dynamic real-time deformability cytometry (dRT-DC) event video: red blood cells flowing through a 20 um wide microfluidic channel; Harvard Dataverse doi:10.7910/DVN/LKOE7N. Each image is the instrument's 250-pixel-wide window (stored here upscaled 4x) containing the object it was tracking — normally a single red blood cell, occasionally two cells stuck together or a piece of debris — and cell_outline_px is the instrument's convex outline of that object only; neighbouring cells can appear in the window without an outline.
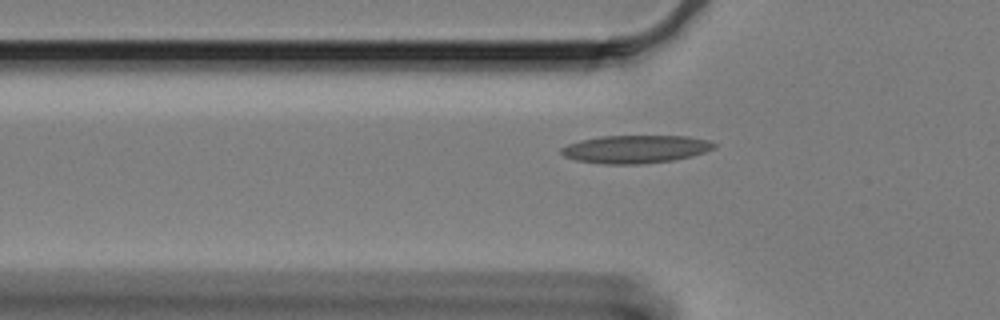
{"species": "Egyptian fruit bat (a non-hibernating species)", "species_latin": "Rousettus aegyptiacus", "temperature_condition": "cold", "stored_images_in_passage": 40, "camera_frame_rate_fps": 3000, "um_per_image_px": 0.085, "animal": {"sex": "female"}, "frame": {"image": 1, "passage_image": 6, "time_ms": 1.667, "image_size_px": [1000, 320], "cell_outline_px": [[716, 148], [692, 156], [672, 160], [640, 164], [604, 164], [576, 160], [564, 156], [560, 152], [560, 148], [568, 144], [580, 140], [600, 136], [688, 136], [712, 140], [716, 144]], "centroid_in_image_um": [54.04, 12.67], "position_along_channel_um": 71.8, "area_um2": 25.03}}
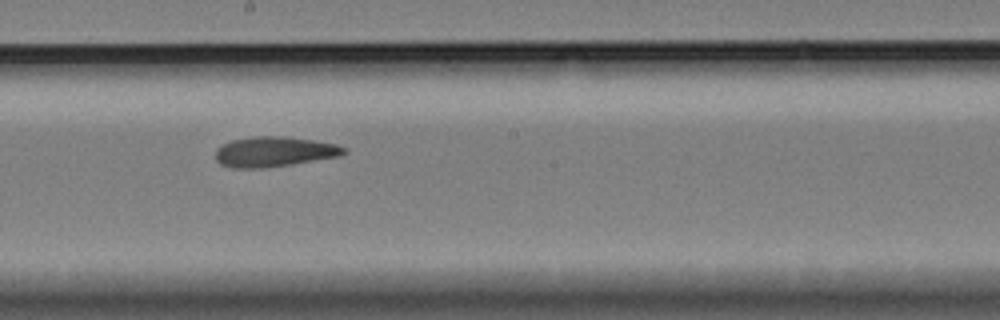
{"frame": {"image": 2, "passage_image": 20, "time_ms": 6.333, "image_size_px": [1000, 320], "cell_outline_px": [[348, 152], [340, 156], [292, 164], [264, 168], [232, 168], [220, 164], [216, 160], [216, 148], [232, 140], [256, 136], [284, 136], [312, 140], [336, 144], [348, 148]], "centroid_in_image_um": [23.33, 12.9], "position_along_channel_um": 224.9, "area_um2": 22.6}}
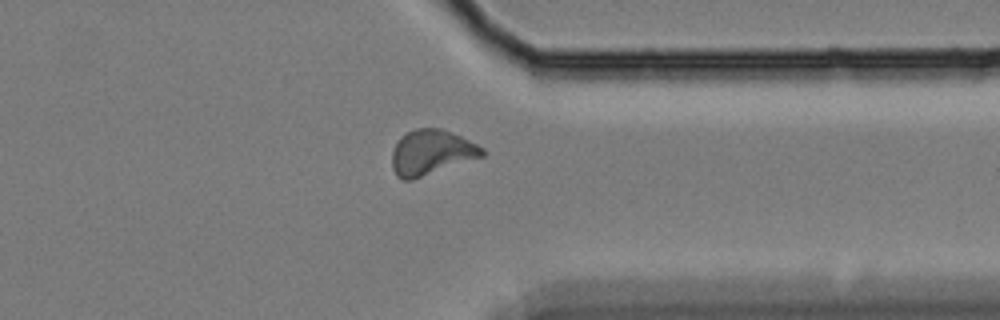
{"frame": {"image": 3, "passage_image": 34, "time_ms": 11.0, "image_size_px": [1000, 320], "cell_outline_px": [[484, 156], [412, 180], [400, 180], [396, 176], [392, 168], [392, 152], [400, 136], [416, 128], [440, 128], [460, 136], [484, 148]], "centroid_in_image_um": [36.63, 12.97], "position_along_channel_um": 374.8, "area_um2": 23.64}}